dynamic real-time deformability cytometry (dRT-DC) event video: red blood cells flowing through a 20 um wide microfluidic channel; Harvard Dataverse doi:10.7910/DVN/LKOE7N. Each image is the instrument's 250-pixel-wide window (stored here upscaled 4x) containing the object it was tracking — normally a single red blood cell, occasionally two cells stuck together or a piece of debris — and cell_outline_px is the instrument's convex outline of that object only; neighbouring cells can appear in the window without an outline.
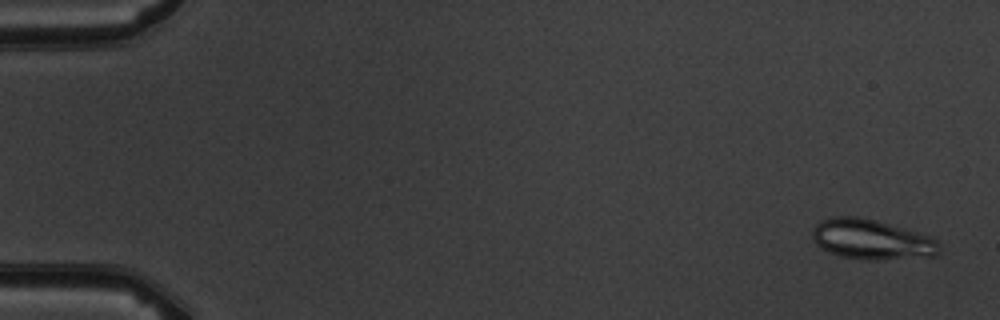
{"species": "common noctule bat (a hibernating species)", "species_latin": "Nyctalus noctula", "temperature_condition": "warm", "stored_images_in_passage": 6, "camera_frame_rate_fps": 3000, "um_per_image_px": 0.085, "animal": {"sex": "male", "body_mass_g": 19.5, "forearm_length_mm": 54.6}, "frame": {"image": 1, "passage_image": 1, "time_ms": 0.0, "image_size_px": [1000, 320], "cell_outline_px": [[940, 252], [936, 256], [880, 260], [860, 260], [840, 256], [828, 252], [820, 248], [816, 244], [812, 236], [812, 228], [820, 220], [836, 216], [856, 216], [904, 228], [932, 236], [940, 244]], "centroid_in_image_um": [74.08, 20.37], "position_along_channel_um": 10.9, "area_um2": 29.94}}
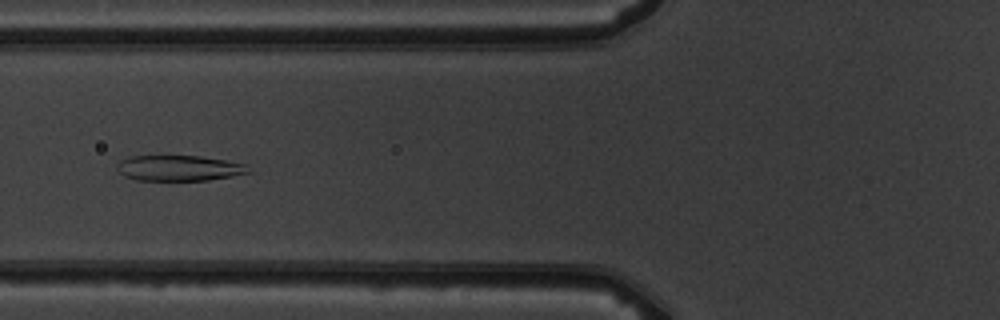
{"frame": {"image": 2, "passage_image": 6, "time_ms": 6.333, "image_size_px": [1000, 320], "cell_outline_px": [[252, 172], [232, 176], [208, 180], [136, 180], [124, 176], [116, 168], [116, 164], [120, 160], [132, 156], [200, 156], [248, 164]], "centroid_in_image_um": [15.24, 14.29], "position_along_channel_um": 110.6, "area_um2": 19.65}}